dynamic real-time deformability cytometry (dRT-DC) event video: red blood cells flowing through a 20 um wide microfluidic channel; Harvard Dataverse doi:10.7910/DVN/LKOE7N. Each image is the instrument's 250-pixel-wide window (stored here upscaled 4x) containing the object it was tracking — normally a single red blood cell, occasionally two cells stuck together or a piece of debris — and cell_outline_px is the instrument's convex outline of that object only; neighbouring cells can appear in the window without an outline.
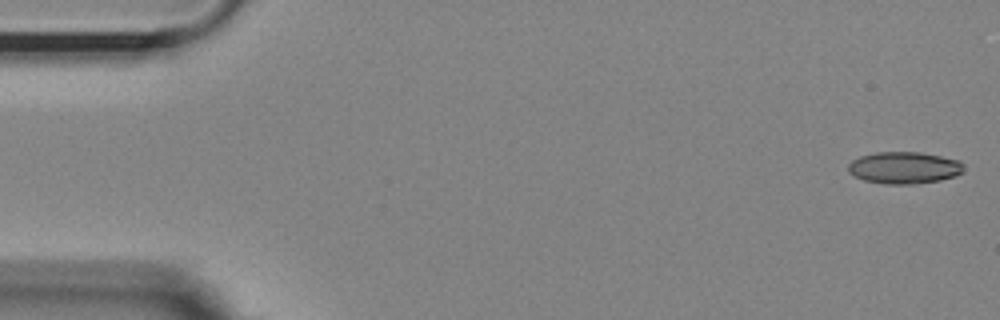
{"species": "Egyptian fruit bat (a non-hibernating species)", "species_latin": "Rousettus aegyptiacus", "temperature_condition": "room temperature", "stored_images_in_passage": 9, "camera_frame_rate_fps": 3000, "um_per_image_px": 0.085, "animal": {"sex": "female"}, "frame": {"image": 1, "passage_image": 1, "time_ms": 0.0, "image_size_px": [1000, 320], "cell_outline_px": [[964, 172], [940, 180], [912, 184], [884, 184], [864, 180], [848, 172], [848, 164], [852, 160], [860, 156], [876, 152], [920, 152], [960, 160], [964, 164]], "centroid_in_image_um": [76.86, 14.25], "position_along_channel_um": 8.1, "area_um2": 21.5}}